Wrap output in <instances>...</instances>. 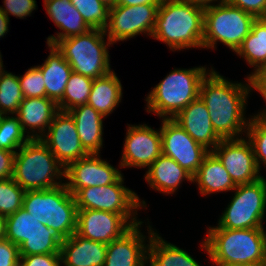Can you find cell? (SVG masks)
I'll list each match as a JSON object with an SVG mask.
<instances>
[{
    "mask_svg": "<svg viewBox=\"0 0 266 266\" xmlns=\"http://www.w3.org/2000/svg\"><path fill=\"white\" fill-rule=\"evenodd\" d=\"M209 71L201 81L199 97L209 111L213 129L221 139L239 138L250 121L244 117L249 82L232 83L213 68Z\"/></svg>",
    "mask_w": 266,
    "mask_h": 266,
    "instance_id": "cell-1",
    "label": "cell"
},
{
    "mask_svg": "<svg viewBox=\"0 0 266 266\" xmlns=\"http://www.w3.org/2000/svg\"><path fill=\"white\" fill-rule=\"evenodd\" d=\"M264 228H209L201 247L216 266H250L266 262Z\"/></svg>",
    "mask_w": 266,
    "mask_h": 266,
    "instance_id": "cell-2",
    "label": "cell"
},
{
    "mask_svg": "<svg viewBox=\"0 0 266 266\" xmlns=\"http://www.w3.org/2000/svg\"><path fill=\"white\" fill-rule=\"evenodd\" d=\"M204 9L181 0H162L152 36L180 50L203 47Z\"/></svg>",
    "mask_w": 266,
    "mask_h": 266,
    "instance_id": "cell-3",
    "label": "cell"
},
{
    "mask_svg": "<svg viewBox=\"0 0 266 266\" xmlns=\"http://www.w3.org/2000/svg\"><path fill=\"white\" fill-rule=\"evenodd\" d=\"M18 151L13 179L25 191L52 189L64 184L57 179L65 178V167L40 139H29Z\"/></svg>",
    "mask_w": 266,
    "mask_h": 266,
    "instance_id": "cell-4",
    "label": "cell"
},
{
    "mask_svg": "<svg viewBox=\"0 0 266 266\" xmlns=\"http://www.w3.org/2000/svg\"><path fill=\"white\" fill-rule=\"evenodd\" d=\"M207 73L203 66L174 69L146 97L147 112L162 119H173L199 97L200 84Z\"/></svg>",
    "mask_w": 266,
    "mask_h": 266,
    "instance_id": "cell-5",
    "label": "cell"
},
{
    "mask_svg": "<svg viewBox=\"0 0 266 266\" xmlns=\"http://www.w3.org/2000/svg\"><path fill=\"white\" fill-rule=\"evenodd\" d=\"M23 209L48 228L56 229L65 239L77 229V205L65 183L52 189L27 190Z\"/></svg>",
    "mask_w": 266,
    "mask_h": 266,
    "instance_id": "cell-6",
    "label": "cell"
},
{
    "mask_svg": "<svg viewBox=\"0 0 266 266\" xmlns=\"http://www.w3.org/2000/svg\"><path fill=\"white\" fill-rule=\"evenodd\" d=\"M101 29H91L87 33L59 40L55 46L63 54L72 71L96 79L109 74L110 59L108 46L112 43L104 37Z\"/></svg>",
    "mask_w": 266,
    "mask_h": 266,
    "instance_id": "cell-7",
    "label": "cell"
},
{
    "mask_svg": "<svg viewBox=\"0 0 266 266\" xmlns=\"http://www.w3.org/2000/svg\"><path fill=\"white\" fill-rule=\"evenodd\" d=\"M257 18L228 2L204 10L203 48H214L218 41L236 52L251 32Z\"/></svg>",
    "mask_w": 266,
    "mask_h": 266,
    "instance_id": "cell-8",
    "label": "cell"
},
{
    "mask_svg": "<svg viewBox=\"0 0 266 266\" xmlns=\"http://www.w3.org/2000/svg\"><path fill=\"white\" fill-rule=\"evenodd\" d=\"M5 238L18 246L20 256L60 253L65 241L56 229L38 222L23 208L7 216Z\"/></svg>",
    "mask_w": 266,
    "mask_h": 266,
    "instance_id": "cell-9",
    "label": "cell"
},
{
    "mask_svg": "<svg viewBox=\"0 0 266 266\" xmlns=\"http://www.w3.org/2000/svg\"><path fill=\"white\" fill-rule=\"evenodd\" d=\"M234 196L220 217L217 227L227 229L264 228L266 211V180L264 177L237 185Z\"/></svg>",
    "mask_w": 266,
    "mask_h": 266,
    "instance_id": "cell-10",
    "label": "cell"
},
{
    "mask_svg": "<svg viewBox=\"0 0 266 266\" xmlns=\"http://www.w3.org/2000/svg\"><path fill=\"white\" fill-rule=\"evenodd\" d=\"M123 180L121 175L112 184L79 189L74 194L77 209H94L116 214L137 215V209L145 207L146 203L144 200H139L134 191L123 186Z\"/></svg>",
    "mask_w": 266,
    "mask_h": 266,
    "instance_id": "cell-11",
    "label": "cell"
},
{
    "mask_svg": "<svg viewBox=\"0 0 266 266\" xmlns=\"http://www.w3.org/2000/svg\"><path fill=\"white\" fill-rule=\"evenodd\" d=\"M159 5H116L110 8L104 33L113 44L146 33L152 36Z\"/></svg>",
    "mask_w": 266,
    "mask_h": 266,
    "instance_id": "cell-12",
    "label": "cell"
},
{
    "mask_svg": "<svg viewBox=\"0 0 266 266\" xmlns=\"http://www.w3.org/2000/svg\"><path fill=\"white\" fill-rule=\"evenodd\" d=\"M131 217V218H130ZM143 223L132 214H116L94 209L77 211L76 233L84 238L109 244L134 225Z\"/></svg>",
    "mask_w": 266,
    "mask_h": 266,
    "instance_id": "cell-13",
    "label": "cell"
},
{
    "mask_svg": "<svg viewBox=\"0 0 266 266\" xmlns=\"http://www.w3.org/2000/svg\"><path fill=\"white\" fill-rule=\"evenodd\" d=\"M162 154L174 159L192 177L210 152L174 120L163 119L160 127Z\"/></svg>",
    "mask_w": 266,
    "mask_h": 266,
    "instance_id": "cell-14",
    "label": "cell"
},
{
    "mask_svg": "<svg viewBox=\"0 0 266 266\" xmlns=\"http://www.w3.org/2000/svg\"><path fill=\"white\" fill-rule=\"evenodd\" d=\"M211 152L220 160L236 186L263 177L259 174L252 145L245 138L222 139Z\"/></svg>",
    "mask_w": 266,
    "mask_h": 266,
    "instance_id": "cell-15",
    "label": "cell"
},
{
    "mask_svg": "<svg viewBox=\"0 0 266 266\" xmlns=\"http://www.w3.org/2000/svg\"><path fill=\"white\" fill-rule=\"evenodd\" d=\"M40 140L65 168L88 155L81 145L76 124L68 112L59 110Z\"/></svg>",
    "mask_w": 266,
    "mask_h": 266,
    "instance_id": "cell-16",
    "label": "cell"
},
{
    "mask_svg": "<svg viewBox=\"0 0 266 266\" xmlns=\"http://www.w3.org/2000/svg\"><path fill=\"white\" fill-rule=\"evenodd\" d=\"M99 154H88L70 163L65 168V182L68 191L75 194L79 189L85 187H100L114 183L122 174Z\"/></svg>",
    "mask_w": 266,
    "mask_h": 266,
    "instance_id": "cell-17",
    "label": "cell"
},
{
    "mask_svg": "<svg viewBox=\"0 0 266 266\" xmlns=\"http://www.w3.org/2000/svg\"><path fill=\"white\" fill-rule=\"evenodd\" d=\"M121 167H149L162 154L160 131L143 125L127 127Z\"/></svg>",
    "mask_w": 266,
    "mask_h": 266,
    "instance_id": "cell-18",
    "label": "cell"
},
{
    "mask_svg": "<svg viewBox=\"0 0 266 266\" xmlns=\"http://www.w3.org/2000/svg\"><path fill=\"white\" fill-rule=\"evenodd\" d=\"M173 119L190 137L209 151L222 140L213 129L209 111L200 97L190 102Z\"/></svg>",
    "mask_w": 266,
    "mask_h": 266,
    "instance_id": "cell-19",
    "label": "cell"
},
{
    "mask_svg": "<svg viewBox=\"0 0 266 266\" xmlns=\"http://www.w3.org/2000/svg\"><path fill=\"white\" fill-rule=\"evenodd\" d=\"M141 224L134 225L119 239L107 244L104 266H145L147 247L145 236L140 232Z\"/></svg>",
    "mask_w": 266,
    "mask_h": 266,
    "instance_id": "cell-20",
    "label": "cell"
},
{
    "mask_svg": "<svg viewBox=\"0 0 266 266\" xmlns=\"http://www.w3.org/2000/svg\"><path fill=\"white\" fill-rule=\"evenodd\" d=\"M58 111L57 104L47 97L24 98L19 105L16 116L25 134L28 127L34 133L27 132L30 139H40L45 134V130H48Z\"/></svg>",
    "mask_w": 266,
    "mask_h": 266,
    "instance_id": "cell-21",
    "label": "cell"
},
{
    "mask_svg": "<svg viewBox=\"0 0 266 266\" xmlns=\"http://www.w3.org/2000/svg\"><path fill=\"white\" fill-rule=\"evenodd\" d=\"M44 7L55 25L63 31L57 33L56 36L50 35L47 38V44L55 45L59 40L91 30L71 0H44Z\"/></svg>",
    "mask_w": 266,
    "mask_h": 266,
    "instance_id": "cell-22",
    "label": "cell"
},
{
    "mask_svg": "<svg viewBox=\"0 0 266 266\" xmlns=\"http://www.w3.org/2000/svg\"><path fill=\"white\" fill-rule=\"evenodd\" d=\"M106 250L107 244L75 232L61 244V263L65 266H104Z\"/></svg>",
    "mask_w": 266,
    "mask_h": 266,
    "instance_id": "cell-23",
    "label": "cell"
},
{
    "mask_svg": "<svg viewBox=\"0 0 266 266\" xmlns=\"http://www.w3.org/2000/svg\"><path fill=\"white\" fill-rule=\"evenodd\" d=\"M72 116L80 142L88 154H99L103 144V117L92 106L80 105L69 110Z\"/></svg>",
    "mask_w": 266,
    "mask_h": 266,
    "instance_id": "cell-24",
    "label": "cell"
},
{
    "mask_svg": "<svg viewBox=\"0 0 266 266\" xmlns=\"http://www.w3.org/2000/svg\"><path fill=\"white\" fill-rule=\"evenodd\" d=\"M145 179L151 188L165 194H173L184 179L192 182V176L164 154L148 167Z\"/></svg>",
    "mask_w": 266,
    "mask_h": 266,
    "instance_id": "cell-25",
    "label": "cell"
},
{
    "mask_svg": "<svg viewBox=\"0 0 266 266\" xmlns=\"http://www.w3.org/2000/svg\"><path fill=\"white\" fill-rule=\"evenodd\" d=\"M47 45L50 49V54L45 62L38 67L42 70L46 97L58 104L63 99L72 68L55 45Z\"/></svg>",
    "mask_w": 266,
    "mask_h": 266,
    "instance_id": "cell-26",
    "label": "cell"
},
{
    "mask_svg": "<svg viewBox=\"0 0 266 266\" xmlns=\"http://www.w3.org/2000/svg\"><path fill=\"white\" fill-rule=\"evenodd\" d=\"M192 182L198 184L202 195L230 191L236 188L227 170L211 151L204 157L200 167L192 177Z\"/></svg>",
    "mask_w": 266,
    "mask_h": 266,
    "instance_id": "cell-27",
    "label": "cell"
},
{
    "mask_svg": "<svg viewBox=\"0 0 266 266\" xmlns=\"http://www.w3.org/2000/svg\"><path fill=\"white\" fill-rule=\"evenodd\" d=\"M149 244L147 262L149 266H200L185 250L174 244L167 243L149 225Z\"/></svg>",
    "mask_w": 266,
    "mask_h": 266,
    "instance_id": "cell-28",
    "label": "cell"
},
{
    "mask_svg": "<svg viewBox=\"0 0 266 266\" xmlns=\"http://www.w3.org/2000/svg\"><path fill=\"white\" fill-rule=\"evenodd\" d=\"M122 94L121 82L111 71L109 74L93 80L87 104L106 117L119 105Z\"/></svg>",
    "mask_w": 266,
    "mask_h": 266,
    "instance_id": "cell-29",
    "label": "cell"
},
{
    "mask_svg": "<svg viewBox=\"0 0 266 266\" xmlns=\"http://www.w3.org/2000/svg\"><path fill=\"white\" fill-rule=\"evenodd\" d=\"M235 53L256 69L266 67V18L255 20L251 32Z\"/></svg>",
    "mask_w": 266,
    "mask_h": 266,
    "instance_id": "cell-30",
    "label": "cell"
},
{
    "mask_svg": "<svg viewBox=\"0 0 266 266\" xmlns=\"http://www.w3.org/2000/svg\"><path fill=\"white\" fill-rule=\"evenodd\" d=\"M94 79L72 71L63 94L57 104L60 111L68 112L74 107L87 104Z\"/></svg>",
    "mask_w": 266,
    "mask_h": 266,
    "instance_id": "cell-31",
    "label": "cell"
},
{
    "mask_svg": "<svg viewBox=\"0 0 266 266\" xmlns=\"http://www.w3.org/2000/svg\"><path fill=\"white\" fill-rule=\"evenodd\" d=\"M23 99L18 76L4 71L0 75V112L16 114Z\"/></svg>",
    "mask_w": 266,
    "mask_h": 266,
    "instance_id": "cell-32",
    "label": "cell"
},
{
    "mask_svg": "<svg viewBox=\"0 0 266 266\" xmlns=\"http://www.w3.org/2000/svg\"><path fill=\"white\" fill-rule=\"evenodd\" d=\"M30 138L23 132L17 116L3 115L0 121V149L17 152Z\"/></svg>",
    "mask_w": 266,
    "mask_h": 266,
    "instance_id": "cell-33",
    "label": "cell"
},
{
    "mask_svg": "<svg viewBox=\"0 0 266 266\" xmlns=\"http://www.w3.org/2000/svg\"><path fill=\"white\" fill-rule=\"evenodd\" d=\"M71 3L91 29L104 30L107 26L110 8L100 0H71Z\"/></svg>",
    "mask_w": 266,
    "mask_h": 266,
    "instance_id": "cell-34",
    "label": "cell"
},
{
    "mask_svg": "<svg viewBox=\"0 0 266 266\" xmlns=\"http://www.w3.org/2000/svg\"><path fill=\"white\" fill-rule=\"evenodd\" d=\"M25 192L13 177L0 180V215L7 217L23 208Z\"/></svg>",
    "mask_w": 266,
    "mask_h": 266,
    "instance_id": "cell-35",
    "label": "cell"
},
{
    "mask_svg": "<svg viewBox=\"0 0 266 266\" xmlns=\"http://www.w3.org/2000/svg\"><path fill=\"white\" fill-rule=\"evenodd\" d=\"M247 140L252 145L256 163L260 170V164L266 165V116H255L250 118L247 127Z\"/></svg>",
    "mask_w": 266,
    "mask_h": 266,
    "instance_id": "cell-36",
    "label": "cell"
},
{
    "mask_svg": "<svg viewBox=\"0 0 266 266\" xmlns=\"http://www.w3.org/2000/svg\"><path fill=\"white\" fill-rule=\"evenodd\" d=\"M24 98L46 97V88L42 70L38 66L31 67L23 76H18Z\"/></svg>",
    "mask_w": 266,
    "mask_h": 266,
    "instance_id": "cell-37",
    "label": "cell"
},
{
    "mask_svg": "<svg viewBox=\"0 0 266 266\" xmlns=\"http://www.w3.org/2000/svg\"><path fill=\"white\" fill-rule=\"evenodd\" d=\"M4 7L0 10L9 18V15L24 18L29 16L36 9L35 0H4Z\"/></svg>",
    "mask_w": 266,
    "mask_h": 266,
    "instance_id": "cell-38",
    "label": "cell"
},
{
    "mask_svg": "<svg viewBox=\"0 0 266 266\" xmlns=\"http://www.w3.org/2000/svg\"><path fill=\"white\" fill-rule=\"evenodd\" d=\"M20 266H61V253L20 256Z\"/></svg>",
    "mask_w": 266,
    "mask_h": 266,
    "instance_id": "cell-39",
    "label": "cell"
},
{
    "mask_svg": "<svg viewBox=\"0 0 266 266\" xmlns=\"http://www.w3.org/2000/svg\"><path fill=\"white\" fill-rule=\"evenodd\" d=\"M19 263L18 246L9 239L0 240V266H18Z\"/></svg>",
    "mask_w": 266,
    "mask_h": 266,
    "instance_id": "cell-40",
    "label": "cell"
},
{
    "mask_svg": "<svg viewBox=\"0 0 266 266\" xmlns=\"http://www.w3.org/2000/svg\"><path fill=\"white\" fill-rule=\"evenodd\" d=\"M227 2L258 18H266V0H227Z\"/></svg>",
    "mask_w": 266,
    "mask_h": 266,
    "instance_id": "cell-41",
    "label": "cell"
},
{
    "mask_svg": "<svg viewBox=\"0 0 266 266\" xmlns=\"http://www.w3.org/2000/svg\"><path fill=\"white\" fill-rule=\"evenodd\" d=\"M254 70V73L252 72V74L247 77L250 89L252 90L254 88L266 100V67ZM257 116H266V110L264 109L262 112L258 113Z\"/></svg>",
    "mask_w": 266,
    "mask_h": 266,
    "instance_id": "cell-42",
    "label": "cell"
},
{
    "mask_svg": "<svg viewBox=\"0 0 266 266\" xmlns=\"http://www.w3.org/2000/svg\"><path fill=\"white\" fill-rule=\"evenodd\" d=\"M15 152L0 149V180L13 177Z\"/></svg>",
    "mask_w": 266,
    "mask_h": 266,
    "instance_id": "cell-43",
    "label": "cell"
},
{
    "mask_svg": "<svg viewBox=\"0 0 266 266\" xmlns=\"http://www.w3.org/2000/svg\"><path fill=\"white\" fill-rule=\"evenodd\" d=\"M162 0H118L117 5L137 6L142 4L160 5Z\"/></svg>",
    "mask_w": 266,
    "mask_h": 266,
    "instance_id": "cell-44",
    "label": "cell"
},
{
    "mask_svg": "<svg viewBox=\"0 0 266 266\" xmlns=\"http://www.w3.org/2000/svg\"><path fill=\"white\" fill-rule=\"evenodd\" d=\"M181 1L200 7L205 10L207 8H210L213 5L211 4L213 1H217V0H181ZM226 2L227 0H220L219 3H226Z\"/></svg>",
    "mask_w": 266,
    "mask_h": 266,
    "instance_id": "cell-45",
    "label": "cell"
},
{
    "mask_svg": "<svg viewBox=\"0 0 266 266\" xmlns=\"http://www.w3.org/2000/svg\"><path fill=\"white\" fill-rule=\"evenodd\" d=\"M9 18L0 10V38L8 32Z\"/></svg>",
    "mask_w": 266,
    "mask_h": 266,
    "instance_id": "cell-46",
    "label": "cell"
},
{
    "mask_svg": "<svg viewBox=\"0 0 266 266\" xmlns=\"http://www.w3.org/2000/svg\"><path fill=\"white\" fill-rule=\"evenodd\" d=\"M6 225H7V217L0 215V240L5 239Z\"/></svg>",
    "mask_w": 266,
    "mask_h": 266,
    "instance_id": "cell-47",
    "label": "cell"
},
{
    "mask_svg": "<svg viewBox=\"0 0 266 266\" xmlns=\"http://www.w3.org/2000/svg\"><path fill=\"white\" fill-rule=\"evenodd\" d=\"M102 3L106 4L109 8L116 6L118 0H100Z\"/></svg>",
    "mask_w": 266,
    "mask_h": 266,
    "instance_id": "cell-48",
    "label": "cell"
},
{
    "mask_svg": "<svg viewBox=\"0 0 266 266\" xmlns=\"http://www.w3.org/2000/svg\"><path fill=\"white\" fill-rule=\"evenodd\" d=\"M3 61H2V56H1V53H0V75L5 71L3 70Z\"/></svg>",
    "mask_w": 266,
    "mask_h": 266,
    "instance_id": "cell-49",
    "label": "cell"
},
{
    "mask_svg": "<svg viewBox=\"0 0 266 266\" xmlns=\"http://www.w3.org/2000/svg\"><path fill=\"white\" fill-rule=\"evenodd\" d=\"M250 266H266V262L263 264H256V265H250Z\"/></svg>",
    "mask_w": 266,
    "mask_h": 266,
    "instance_id": "cell-50",
    "label": "cell"
},
{
    "mask_svg": "<svg viewBox=\"0 0 266 266\" xmlns=\"http://www.w3.org/2000/svg\"><path fill=\"white\" fill-rule=\"evenodd\" d=\"M264 236H265V255H266V232H264Z\"/></svg>",
    "mask_w": 266,
    "mask_h": 266,
    "instance_id": "cell-51",
    "label": "cell"
},
{
    "mask_svg": "<svg viewBox=\"0 0 266 266\" xmlns=\"http://www.w3.org/2000/svg\"><path fill=\"white\" fill-rule=\"evenodd\" d=\"M3 117V114L0 112V121H1V118Z\"/></svg>",
    "mask_w": 266,
    "mask_h": 266,
    "instance_id": "cell-52",
    "label": "cell"
}]
</instances>
